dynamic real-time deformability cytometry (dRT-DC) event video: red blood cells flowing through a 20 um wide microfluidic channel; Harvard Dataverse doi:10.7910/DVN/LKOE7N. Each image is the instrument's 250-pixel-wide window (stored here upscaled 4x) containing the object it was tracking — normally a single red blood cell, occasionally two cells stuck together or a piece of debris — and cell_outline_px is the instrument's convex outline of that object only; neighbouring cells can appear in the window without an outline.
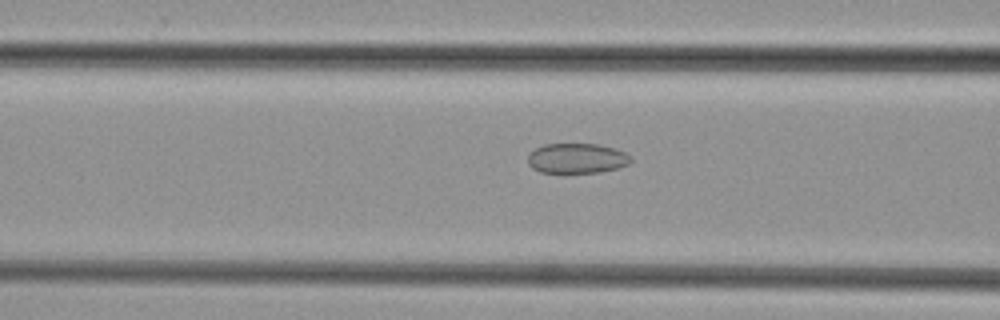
{"species": "common noctule bat (a hibernating species)", "species_latin": "Nyctalus noctula", "temperature_condition": "cold", "stored_images_in_passage": 48, "camera_frame_rate_fps": 3000, "um_per_image_px": 0.085, "animal": {"sex": "female", "body_mass_g": 29.2, "forearm_length_mm": 56.3}, "frame": {"image": 1, "passage_image": 19, "time_ms": 6.0, "image_size_px": [1000, 320], "cell_outline_px": [[632, 160], [628, 164], [620, 168], [600, 172], [540, 172], [532, 168], [528, 164], [528, 152], [544, 144], [600, 144], [616, 148], [632, 156]], "centroid_in_image_um": [49.05, 13.45], "position_along_channel_um": 117.5, "area_um2": 18.21}}
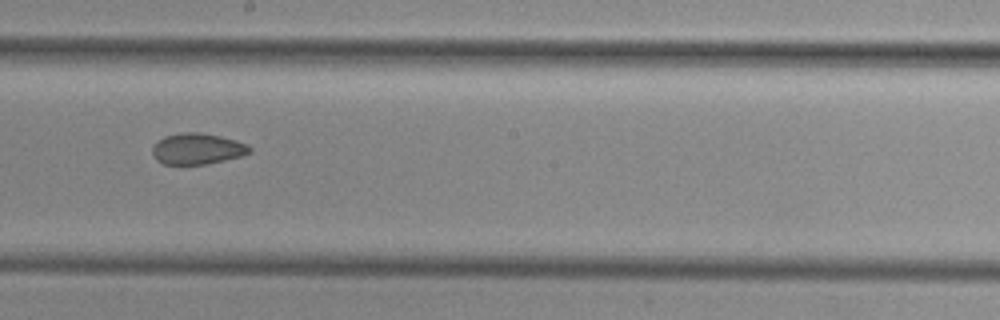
{"frame": {"image": 2, "passage_image": 27, "time_ms": 8.667, "image_size_px": [1000, 320], "cell_outline_px": [[252, 152], [240, 156], [208, 164], [164, 164], [156, 160], [152, 152], [152, 148], [164, 136], [184, 132], [200, 132], [220, 136], [236, 140], [248, 144], [252, 148]], "centroid_in_image_um": [16.8, 12.64], "position_along_channel_um": 231.4, "area_um2": 17.57}}
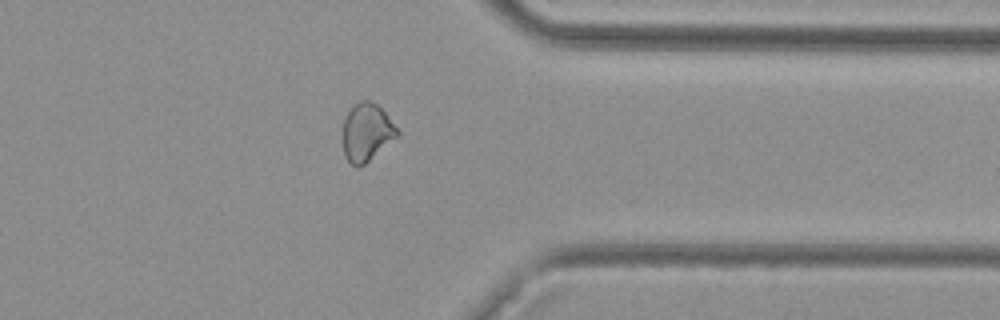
{"frame": {"image": 3, "passage_image": 38, "time_ms": 12.333, "image_size_px": [1000, 320], "cell_outline_px": [[400, 136], [364, 164], [356, 168], [344, 156], [344, 120], [352, 104], [360, 100], [368, 100], [376, 104], [400, 128]], "centroid_in_image_um": [31.21, 11.24], "position_along_channel_um": 380.2, "area_um2": 18.5}}